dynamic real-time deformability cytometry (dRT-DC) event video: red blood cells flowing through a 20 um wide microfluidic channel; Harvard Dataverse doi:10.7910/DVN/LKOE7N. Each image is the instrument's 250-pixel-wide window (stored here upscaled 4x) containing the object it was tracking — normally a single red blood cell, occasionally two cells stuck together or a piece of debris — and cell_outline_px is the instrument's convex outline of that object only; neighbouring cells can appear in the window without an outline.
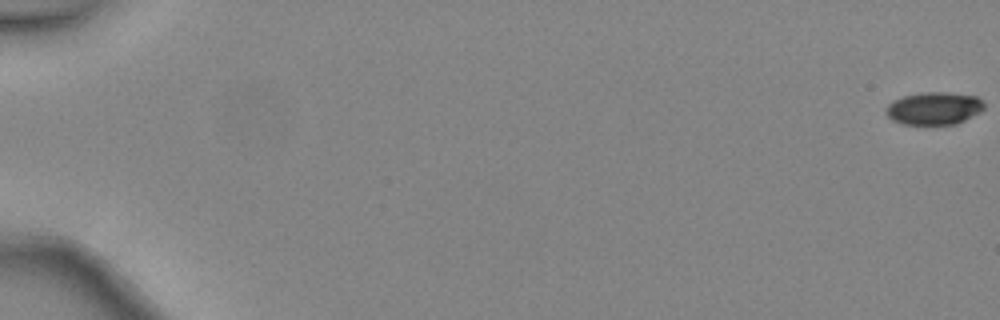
{"species": "common noctule bat (a hibernating species)", "species_latin": "Nyctalus noctula", "temperature_condition": "warm", "stored_images_in_passage": 49, "camera_frame_rate_fps": 3000, "um_per_image_px": 0.085, "animal": {"sex": "female", "body_mass_g": 24.6, "forearm_length_mm": 56.2}, "frame": {"image": 1, "passage_image": 1, "time_ms": 0.0, "image_size_px": [1000, 320], "cell_outline_px": [[984, 108], [980, 112], [956, 124], [900, 124], [892, 120], [884, 112], [884, 108], [892, 100], [904, 96], [924, 92], [944, 92], [976, 96], [984, 104]], "centroid_in_image_um": [79.34, 9.21], "position_along_channel_um": 5.7, "area_um2": 18.67}}
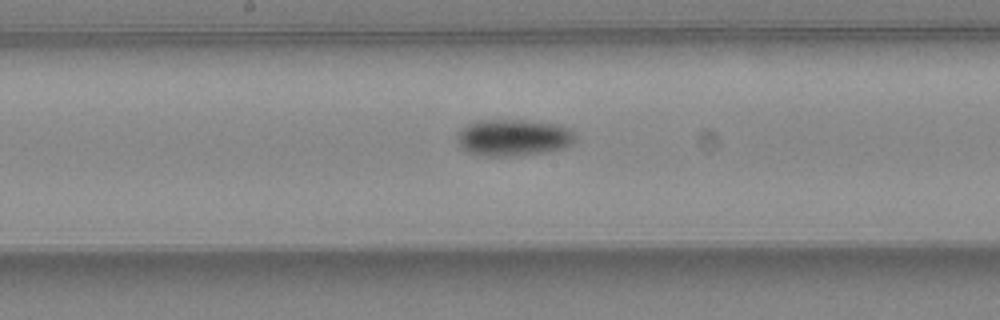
{"frame": {"image": 2, "passage_image": 28, "time_ms": 9.0, "image_size_px": [1000, 320], "cell_outline_px": [[576, 140], [572, 144], [564, 148], [544, 152], [516, 156], [484, 156], [468, 152], [460, 148], [456, 144], [456, 132], [460, 128], [476, 120], [528, 120], [556, 124], [568, 128], [576, 136]], "centroid_in_image_um": [43.58, 11.69], "position_along_channel_um": 204.6, "area_um2": 25.72}}
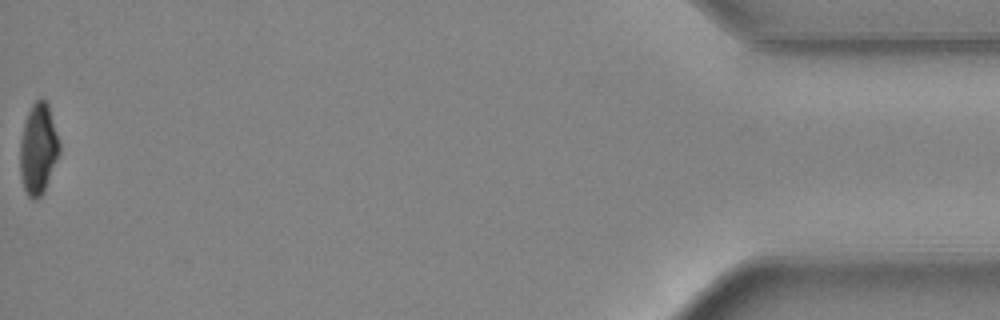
{"frame": {"image": 3, "passage_image": 49, "time_ms": 16.0, "image_size_px": [1000, 320], "cell_outline_px": [[60, 152], [44, 192], [36, 200], [32, 200], [28, 196], [24, 188], [20, 176], [20, 140], [24, 124], [28, 112], [32, 104], [40, 96], [48, 104], [60, 144]], "centroid_in_image_um": [3.25, 12.67], "position_along_channel_um": 432.0, "area_um2": 20.87}, "authors_computed_cell_mechanics": {"area_um2": 22.1952, "velocity_mm_per_s": 4.5059, "shape_relaxation_time_tau1_ms": 4.7024, "shape_relaxation_time_tau2_ms": 3.8624, "deformation_change_tau1": 0.1505, "deformation_change_tau2": 0.0975}}